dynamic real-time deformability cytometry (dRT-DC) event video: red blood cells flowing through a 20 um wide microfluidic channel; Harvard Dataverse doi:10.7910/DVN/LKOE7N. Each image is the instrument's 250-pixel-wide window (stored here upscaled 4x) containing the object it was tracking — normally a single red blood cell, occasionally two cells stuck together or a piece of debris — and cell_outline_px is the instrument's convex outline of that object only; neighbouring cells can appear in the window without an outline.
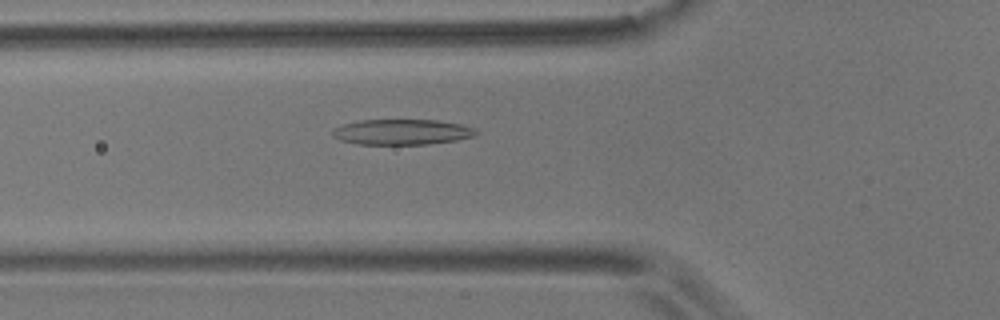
{"species": "common noctule bat (a hibernating species)", "species_latin": "Nyctalus noctula", "temperature_condition": "room temperature", "stored_images_in_passage": 56, "camera_frame_rate_fps": 3000, "um_per_image_px": 0.085, "animal": {"sex": "male", "body_mass_g": 17.9}, "frame": {"image": 1, "passage_image": 20, "time_ms": 6.333, "image_size_px": [1000, 320], "cell_outline_px": [[480, 132], [472, 136], [456, 140], [428, 144], [356, 144], [340, 140], [332, 136], [332, 128], [356, 120], [436, 120], [460, 124], [476, 128]], "centroid_in_image_um": [34.14, 11.21], "position_along_channel_um": 91.7, "area_um2": 21.39}}
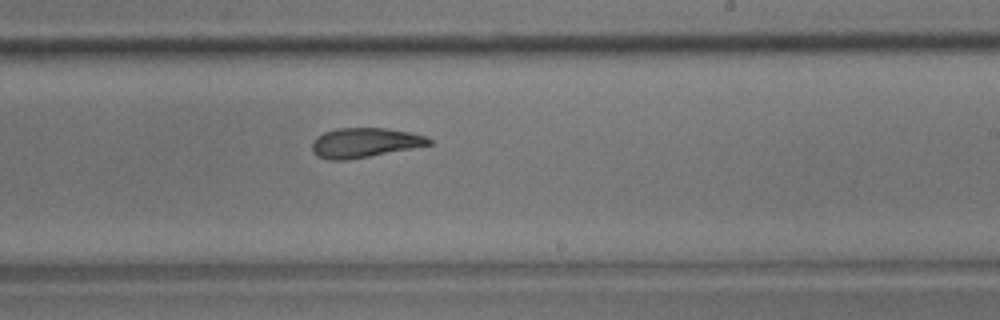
{"frame": {"image": 2, "passage_image": 34, "time_ms": 11.0, "image_size_px": [1000, 320], "cell_outline_px": [[432, 144], [412, 148], [348, 160], [328, 160], [316, 156], [312, 152], [312, 140], [316, 136], [324, 132], [336, 128], [388, 128], [412, 132], [424, 136], [432, 140]], "centroid_in_image_um": [30.95, 12.12], "position_along_channel_um": 258.0, "area_um2": 20.35}}
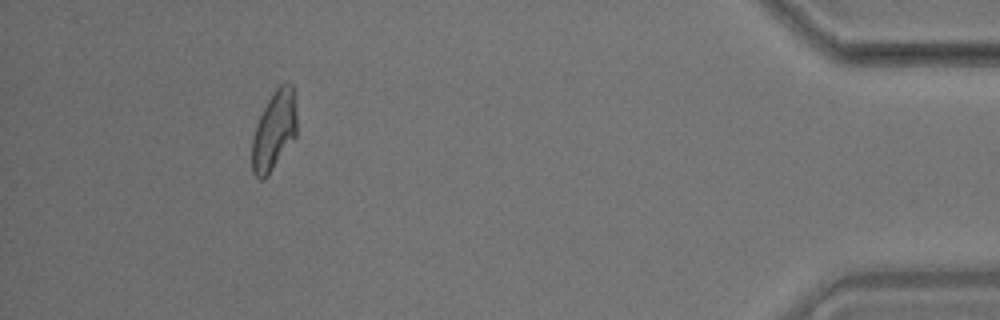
{"frame": {"image": 3, "passage_image": 52, "time_ms": 17.0, "image_size_px": [1000, 320], "cell_outline_px": [[296, 136], [268, 176], [264, 180], [260, 180], [252, 172], [252, 140], [256, 124], [268, 100], [276, 88], [280, 84], [292, 84], [296, 112]], "centroid_in_image_um": [23.29, 11.14], "position_along_channel_um": 411.9, "area_um2": 20.52}, "authors_computed_cell_mechanics": {"area_um2": 21.3282, "velocity_mm_per_s": 3.5567, "shape_relaxation_time_tau1_ms": 8.1595, "shape_relaxation_time_tau2_ms": 2.3213, "deformation_change_tau1": 0.2073, "deformation_change_tau2": 0.0984}}